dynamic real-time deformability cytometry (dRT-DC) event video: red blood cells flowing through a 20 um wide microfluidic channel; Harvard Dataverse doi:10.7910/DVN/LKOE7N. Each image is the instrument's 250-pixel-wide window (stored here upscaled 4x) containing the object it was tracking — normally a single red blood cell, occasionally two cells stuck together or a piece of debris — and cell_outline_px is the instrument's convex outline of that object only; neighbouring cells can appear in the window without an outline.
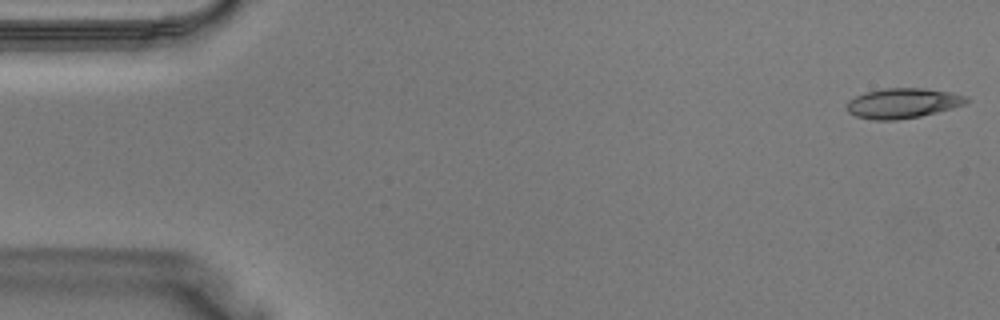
{"species": "Egyptian fruit bat (a non-hibernating species)", "species_latin": "Rousettus aegyptiacus", "temperature_condition": "warm", "stored_images_in_passage": 37, "camera_frame_rate_fps": 3000, "um_per_image_px": 0.085, "animal": {"sex": "male"}, "frame": {"image": 1, "passage_image": 1, "time_ms": 0.0, "image_size_px": [1000, 320], "cell_outline_px": [[972, 100], [964, 104], [952, 108], [920, 116], [896, 120], [872, 120], [856, 116], [848, 112], [844, 108], [848, 100], [864, 92], [884, 88], [924, 88], [952, 92], [968, 96]], "centroid_in_image_um": [76.73, 8.76], "position_along_channel_um": 8.3, "area_um2": 21.21}}
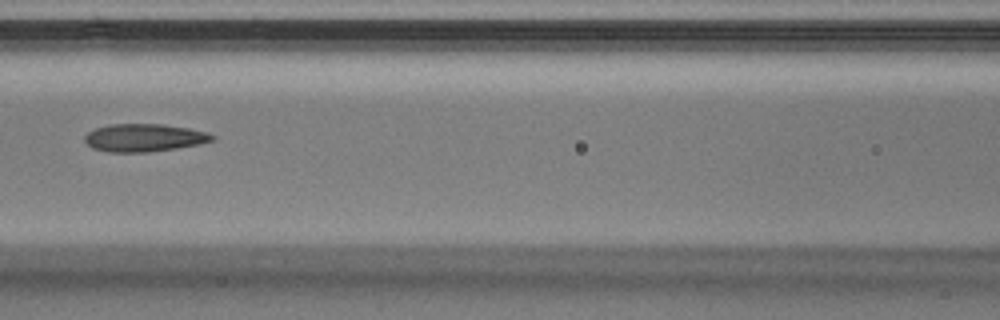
{"frame": {"image": 2, "passage_image": 17, "time_ms": 5.333, "image_size_px": [1000, 320], "cell_outline_px": [[216, 140], [200, 144], [176, 148], [148, 152], [108, 152], [92, 148], [84, 140], [84, 136], [88, 132], [96, 128], [108, 124], [164, 124], [188, 128], [208, 132], [216, 136]], "centroid_in_image_um": [12.28, 11.7], "position_along_channel_um": 154.3, "area_um2": 20.81}}
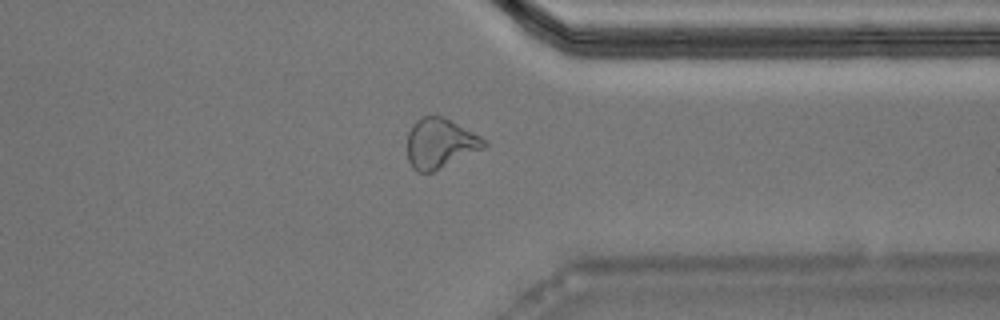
{"frame": {"image": 3, "passage_image": 30, "time_ms": 9.667, "image_size_px": [1000, 320], "cell_outline_px": [[488, 144], [484, 148], [432, 172], [416, 172], [412, 168], [408, 160], [408, 132], [416, 120], [420, 116], [444, 116], [488, 140]], "centroid_in_image_um": [37.41, 12.17], "position_along_channel_um": 374.0, "area_um2": 22.37}}